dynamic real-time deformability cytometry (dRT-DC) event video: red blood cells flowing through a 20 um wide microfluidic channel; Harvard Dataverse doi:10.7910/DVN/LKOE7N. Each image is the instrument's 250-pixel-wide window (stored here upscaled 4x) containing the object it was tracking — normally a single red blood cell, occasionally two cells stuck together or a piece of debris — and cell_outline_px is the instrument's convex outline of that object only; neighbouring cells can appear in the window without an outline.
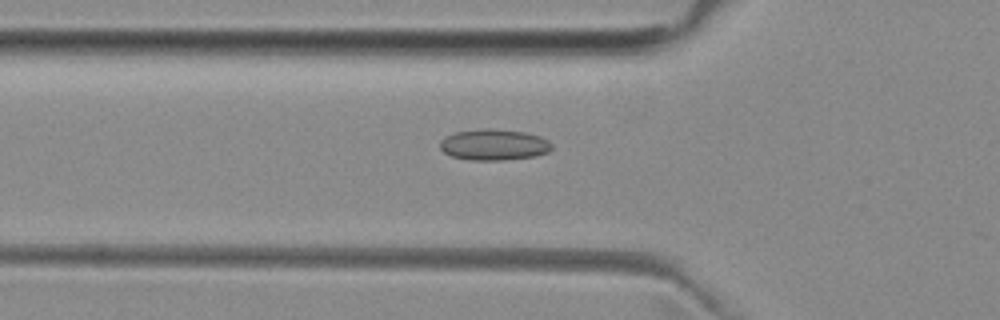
{"species": "common noctule bat (a hibernating species)", "species_latin": "Nyctalus noctula", "temperature_condition": "room temperature", "stored_images_in_passage": 46, "camera_frame_rate_fps": 3000, "um_per_image_px": 0.085, "animal": {"sex": "female", "body_mass_g": 29.2, "forearm_length_mm": 56.3}, "frame": {"image": 1, "passage_image": 18, "time_ms": 5.667, "image_size_px": [1000, 320], "cell_outline_px": [[552, 148], [548, 152], [536, 156], [500, 160], [468, 160], [452, 156], [444, 152], [440, 148], [440, 140], [444, 136], [456, 132], [484, 128], [492, 128], [524, 132], [540, 136], [548, 140], [552, 144]], "centroid_in_image_um": [41.98, 12.29], "position_along_channel_um": 83.8, "area_um2": 20.35}}
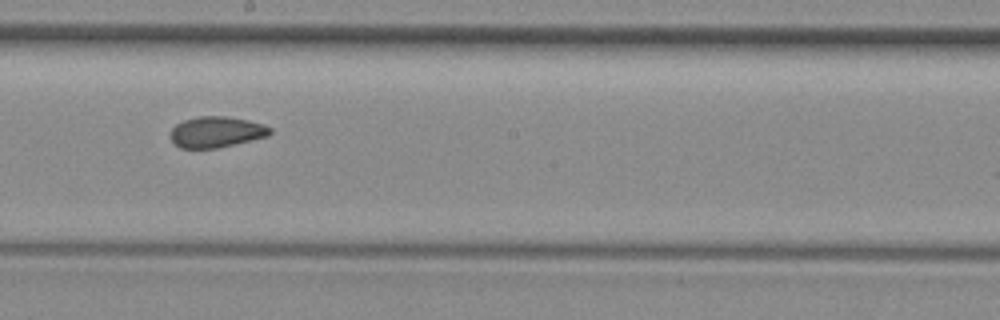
{"frame": {"image": 2, "passage_image": 29, "time_ms": 9.333, "image_size_px": [1000, 320], "cell_outline_px": [[272, 132], [268, 136], [216, 148], [180, 148], [172, 140], [172, 128], [176, 124], [184, 120], [200, 116], [224, 116], [248, 120], [264, 124], [272, 128]], "centroid_in_image_um": [18.42, 11.21], "position_along_channel_um": 229.8, "area_um2": 17.74}}
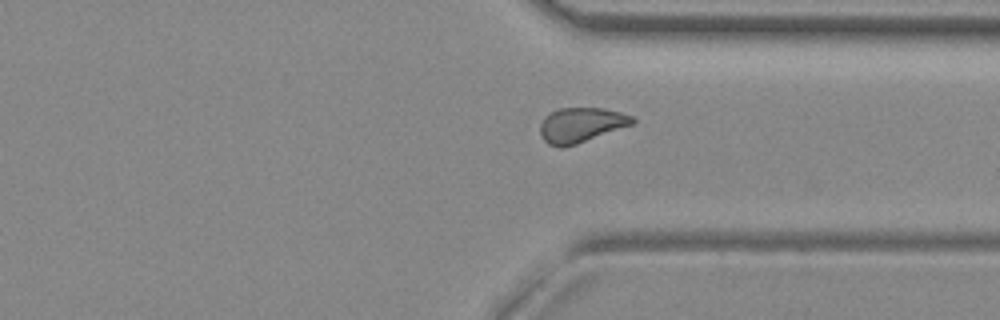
{"frame": {"image": 3, "passage_image": 39, "time_ms": 12.667, "image_size_px": [1000, 320], "cell_outline_px": [[636, 120], [632, 124], [576, 144], [564, 148], [560, 148], [548, 144], [544, 140], [540, 132], [540, 124], [544, 116], [560, 108], [604, 108], [620, 112], [632, 116]], "centroid_in_image_um": [49.36, 10.62], "position_along_channel_um": 362.0, "area_um2": 18.61}, "authors_computed_cell_mechanics": {"area_um2": 18.6694, "velocity_mm_per_s": 3.965, "shape_relaxation_time_tau1_ms": null, "shape_relaxation_time_tau2_ms": 2.008, "deformation_change_tau1": null, "deformation_change_tau2": 0.0787}}